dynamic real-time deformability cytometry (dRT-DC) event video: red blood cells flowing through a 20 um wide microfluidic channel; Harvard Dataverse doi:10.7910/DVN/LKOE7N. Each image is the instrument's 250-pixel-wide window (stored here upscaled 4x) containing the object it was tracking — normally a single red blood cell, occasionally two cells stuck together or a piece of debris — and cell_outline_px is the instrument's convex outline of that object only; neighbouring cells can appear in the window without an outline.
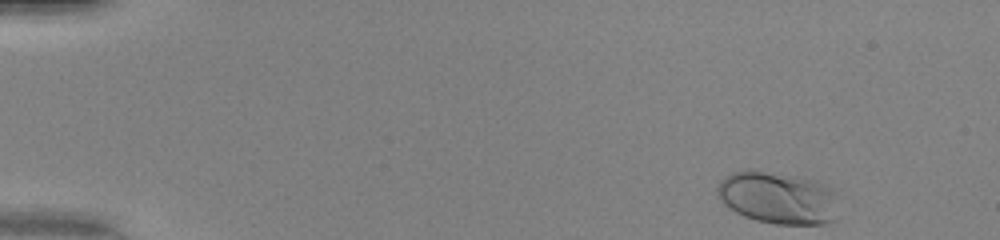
{"species": "human", "species_latin": "Homo sapiens", "temperature_condition": "warm", "stored_images_in_passage": 46, "camera_frame_rate_fps": 3000, "um_per_image_px": 0.085, "donor": {"sex": "female"}, "frame": {"image": 1, "passage_image": 1, "time_ms": 0.0, "image_size_px": [1000, 240], "cell_outline_px": [[836, 220], [824, 224], [776, 224], [756, 220], [744, 216], [728, 208], [724, 204], [716, 192], [716, 188], [720, 180], [724, 176], [732, 172], [748, 168], [796, 176], [816, 180], [832, 188]], "centroid_in_image_um": [66.06, 16.79], "position_along_channel_um": 18.9, "area_um2": 37.11}}
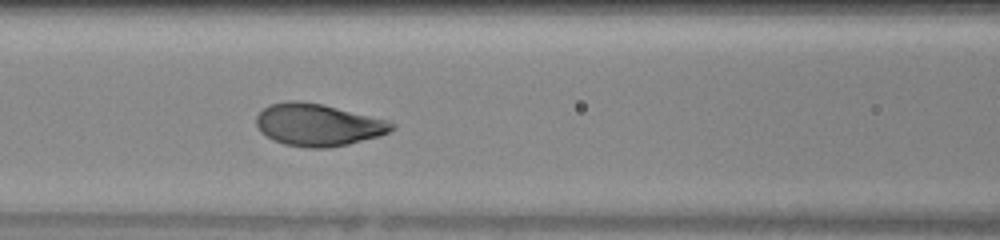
{"frame": {"image": 2, "passage_image": 19, "time_ms": 6.0, "image_size_px": [1000, 240], "cell_outline_px": [[396, 128], [380, 136], [348, 144], [328, 148], [308, 148], [284, 144], [272, 140], [260, 132], [256, 124], [256, 116], [268, 104], [288, 100], [296, 100], [320, 104], [388, 120], [396, 124]], "centroid_in_image_um": [27.01, 10.62], "position_along_channel_um": 139.6, "area_um2": 33.41}}
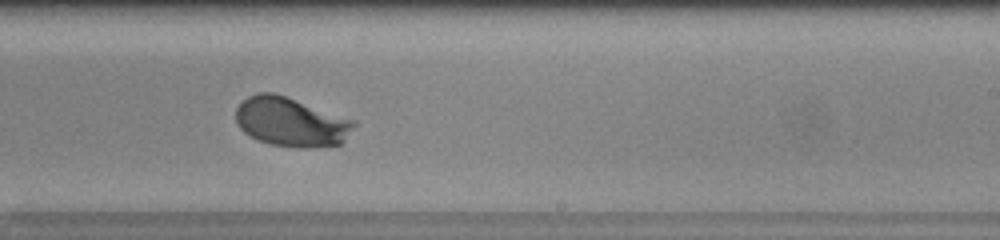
{"frame": {"image": 3, "passage_image": 28, "time_ms": 9.0, "image_size_px": [1000, 240], "cell_outline_px": [[356, 124], [344, 140], [340, 144], [312, 148], [300, 148], [268, 144], [244, 132], [236, 124], [236, 108], [248, 96], [256, 92], [272, 92], [356, 120]], "centroid_in_image_um": [24.73, 10.37], "position_along_channel_um": 264.3, "area_um2": 33.76}, "authors_computed_cell_mechanics": {"area_um2": 33.2061, "velocity_mm_per_s": 4.1786, "shape_relaxation_time_tau1_ms": 2.0472, "shape_relaxation_time_tau2_ms": null, "deformation_change_tau1": 0.1621, "deformation_change_tau2": null}}